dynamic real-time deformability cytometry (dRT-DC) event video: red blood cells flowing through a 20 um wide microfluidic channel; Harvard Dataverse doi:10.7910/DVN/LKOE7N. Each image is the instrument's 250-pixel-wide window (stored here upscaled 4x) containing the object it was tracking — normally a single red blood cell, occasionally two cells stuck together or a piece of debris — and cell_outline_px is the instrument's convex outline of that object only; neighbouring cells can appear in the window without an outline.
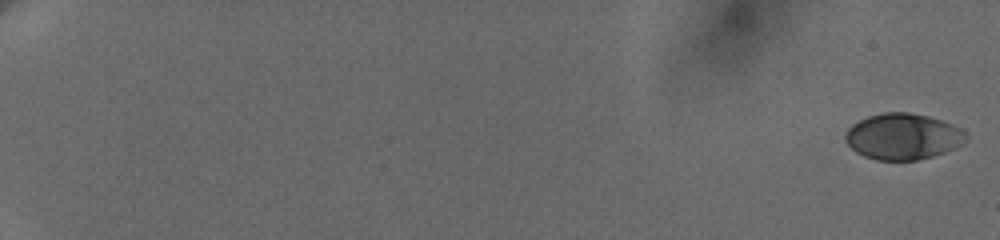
{"species": "human", "species_latin": "Homo sapiens", "temperature_condition": "cold", "stored_images_in_passage": 9, "camera_frame_rate_fps": 3000, "um_per_image_px": 0.085, "donor": {"sex": "female"}, "frame": {"image": 1, "passage_image": 1, "time_ms": 0.0, "image_size_px": [1000, 240], "cell_outline_px": [[968, 136], [964, 140], [952, 148], [944, 152], [932, 156], [916, 160], [876, 160], [864, 156], [856, 152], [844, 140], [844, 136], [848, 128], [852, 124], [868, 116], [884, 112], [908, 112], [928, 116], [952, 124], [960, 128]], "centroid_in_image_um": [76.7, 11.6], "position_along_channel_um": 8.3, "area_um2": 32.14}}